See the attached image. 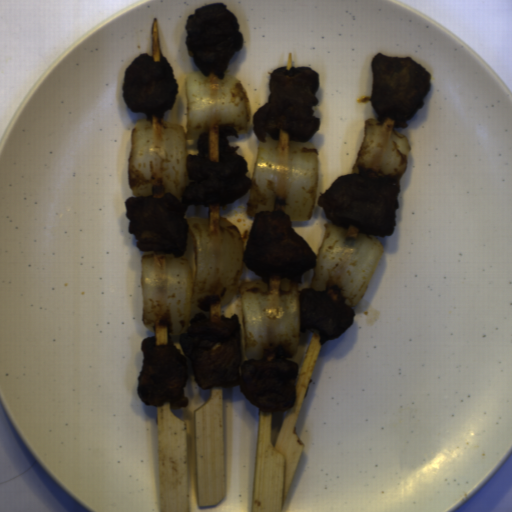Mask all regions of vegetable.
Returning <instances> with one entry per match:
<instances>
[{
	"label": "vegetable",
	"mask_w": 512,
	"mask_h": 512,
	"mask_svg": "<svg viewBox=\"0 0 512 512\" xmlns=\"http://www.w3.org/2000/svg\"><path fill=\"white\" fill-rule=\"evenodd\" d=\"M195 273L183 256L144 251L141 319L148 331L166 323L187 333L193 313L226 307L239 294L243 356L247 361H290L299 343L298 282L242 279L241 231L228 219L186 217Z\"/></svg>",
	"instance_id": "1"
},
{
	"label": "vegetable",
	"mask_w": 512,
	"mask_h": 512,
	"mask_svg": "<svg viewBox=\"0 0 512 512\" xmlns=\"http://www.w3.org/2000/svg\"><path fill=\"white\" fill-rule=\"evenodd\" d=\"M318 151L310 142L265 138L257 144L245 214L282 212L290 222L312 219L317 189Z\"/></svg>",
	"instance_id": "2"
},
{
	"label": "vegetable",
	"mask_w": 512,
	"mask_h": 512,
	"mask_svg": "<svg viewBox=\"0 0 512 512\" xmlns=\"http://www.w3.org/2000/svg\"><path fill=\"white\" fill-rule=\"evenodd\" d=\"M184 128L160 118L137 120L131 131L129 188L135 198L170 193L179 202L189 183Z\"/></svg>",
	"instance_id": "3"
},
{
	"label": "vegetable",
	"mask_w": 512,
	"mask_h": 512,
	"mask_svg": "<svg viewBox=\"0 0 512 512\" xmlns=\"http://www.w3.org/2000/svg\"><path fill=\"white\" fill-rule=\"evenodd\" d=\"M384 250L376 236L355 232L336 223L325 224L309 289L339 290L347 305L354 308L360 302Z\"/></svg>",
	"instance_id": "4"
},
{
	"label": "vegetable",
	"mask_w": 512,
	"mask_h": 512,
	"mask_svg": "<svg viewBox=\"0 0 512 512\" xmlns=\"http://www.w3.org/2000/svg\"><path fill=\"white\" fill-rule=\"evenodd\" d=\"M253 112L243 83L237 76L215 72L206 77L195 70L186 77V129L192 139L209 128L230 127L238 135L254 126Z\"/></svg>",
	"instance_id": "5"
},
{
	"label": "vegetable",
	"mask_w": 512,
	"mask_h": 512,
	"mask_svg": "<svg viewBox=\"0 0 512 512\" xmlns=\"http://www.w3.org/2000/svg\"><path fill=\"white\" fill-rule=\"evenodd\" d=\"M365 129L353 166V175L371 179H391L399 188L407 168L411 146L393 125L379 118L364 121Z\"/></svg>",
	"instance_id": "6"
}]
</instances>
